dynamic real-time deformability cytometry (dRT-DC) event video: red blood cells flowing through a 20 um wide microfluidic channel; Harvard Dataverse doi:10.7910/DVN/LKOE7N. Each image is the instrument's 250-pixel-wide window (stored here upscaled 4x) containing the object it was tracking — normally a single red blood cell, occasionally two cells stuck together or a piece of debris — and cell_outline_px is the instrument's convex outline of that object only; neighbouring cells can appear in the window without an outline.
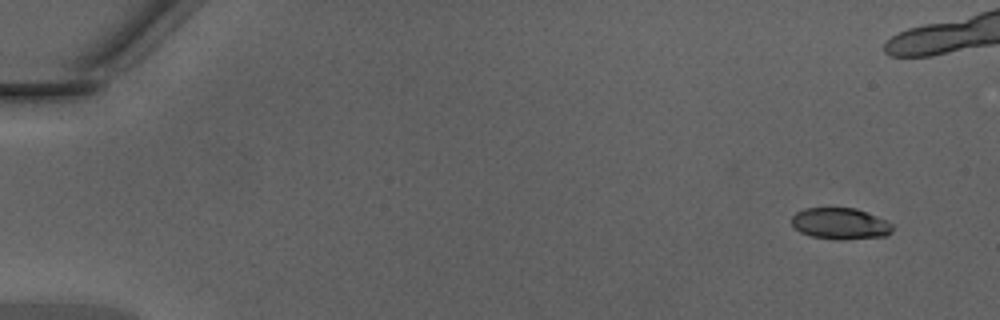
{"species": "Egyptian fruit bat (a non-hibernating species)", "species_latin": "Rousettus aegyptiacus", "temperature_condition": "warm", "stored_images_in_passage": 40, "camera_frame_rate_fps": 3000, "um_per_image_px": 0.085, "animal": {"sex": "male"}, "frame": {"image": 1, "passage_image": 1, "time_ms": 0.0, "image_size_px": [1000, 320], "cell_outline_px": [[892, 232], [884, 236], [812, 236], [800, 232], [792, 224], [792, 216], [796, 212], [804, 208], [856, 208], [888, 220], [892, 224]], "centroid_in_image_um": [71.41, 18.93], "position_along_channel_um": 13.6, "area_um2": 17.4}}
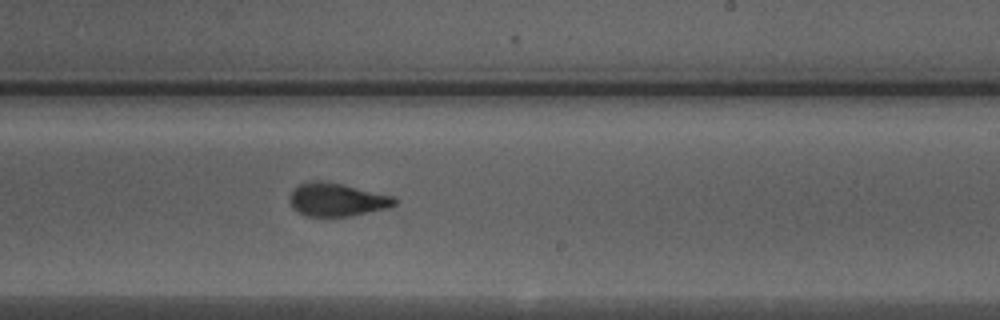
{"frame": {"image": 2, "passage_image": 28, "time_ms": 9.0, "image_size_px": [1000, 320], "cell_outline_px": [[396, 204], [392, 208], [348, 216], [304, 216], [292, 208], [288, 200], [288, 196], [296, 184], [312, 180], [320, 180], [344, 184], [396, 196]], "centroid_in_image_um": [28.62, 16.95], "position_along_channel_um": 260.4, "area_um2": 20.92}}
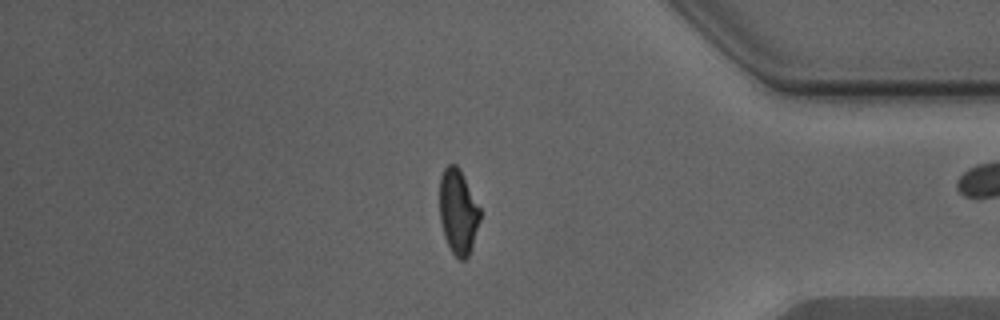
{"frame": {"image": 3, "passage_image": 39, "time_ms": 12.667, "image_size_px": [1000, 320], "cell_outline_px": [[480, 220], [468, 256], [464, 260], [460, 260], [452, 252], [444, 236], [440, 220], [440, 176], [444, 168], [448, 164], [456, 164], [460, 168], [480, 208]], "centroid_in_image_um": [38.93, 17.96], "position_along_channel_um": 396.3, "area_um2": 19.88}}